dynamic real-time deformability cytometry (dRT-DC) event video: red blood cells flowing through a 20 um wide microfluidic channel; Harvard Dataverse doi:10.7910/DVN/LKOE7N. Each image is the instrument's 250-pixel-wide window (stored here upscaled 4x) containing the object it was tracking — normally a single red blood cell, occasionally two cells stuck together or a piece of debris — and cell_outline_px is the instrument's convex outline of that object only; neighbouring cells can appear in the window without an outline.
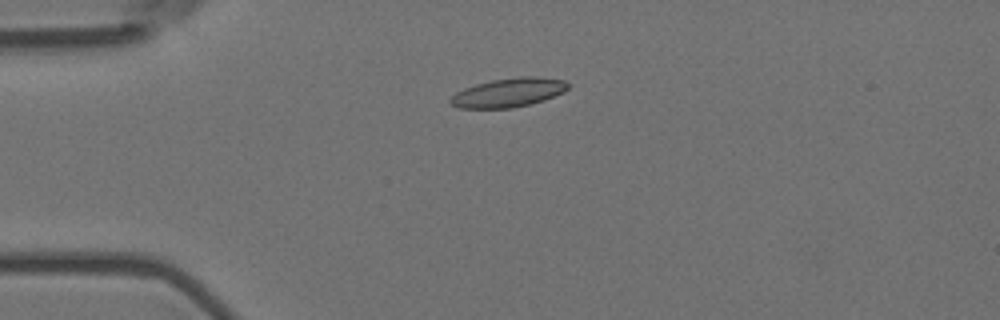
{"species": "Egyptian fruit bat (a non-hibernating species)", "species_latin": "Rousettus aegyptiacus", "temperature_condition": "room temperature", "stored_images_in_passage": 4, "camera_frame_rate_fps": 3000, "um_per_image_px": 0.085, "animal": {"sex": "female"}, "frame": {"image": 1, "passage_image": 3, "time_ms": 0.667, "image_size_px": [1000, 320], "cell_outline_px": [[568, 88], [564, 92], [544, 100], [512, 108], [456, 108], [448, 100], [456, 92], [464, 88], [476, 84], [492, 80], [520, 76], [536, 76], [564, 80], [568, 84]], "centroid_in_image_um": [43.21, 7.87], "position_along_channel_um": 41.8, "area_um2": 19.83}}